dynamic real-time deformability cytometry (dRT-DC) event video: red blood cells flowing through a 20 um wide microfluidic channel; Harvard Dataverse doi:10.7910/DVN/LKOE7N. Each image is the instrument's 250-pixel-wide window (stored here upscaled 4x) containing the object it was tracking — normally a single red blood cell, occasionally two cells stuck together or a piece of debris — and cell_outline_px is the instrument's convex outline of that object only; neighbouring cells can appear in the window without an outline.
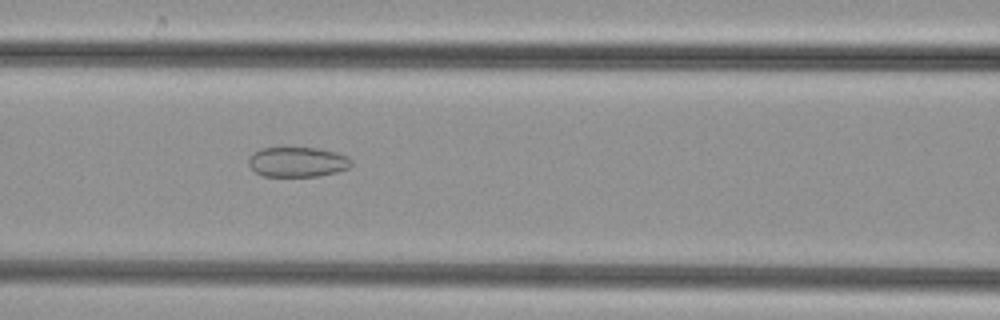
{"species": "common noctule bat (a hibernating species)", "species_latin": "Nyctalus noctula", "temperature_condition": "cold", "stored_images_in_passage": 42, "camera_frame_rate_fps": 3000, "um_per_image_px": 0.085, "animal": {"sex": "female", "body_mass_g": 29.2, "forearm_length_mm": 56.3}, "frame": {"image": 1, "passage_image": 13, "time_ms": 4.0, "image_size_px": [1000, 320], "cell_outline_px": [[352, 164], [348, 168], [336, 172], [316, 176], [264, 176], [256, 172], [248, 164], [248, 160], [252, 152], [260, 148], [316, 148], [336, 152], [348, 156], [352, 160]], "centroid_in_image_um": [25.28, 13.76], "position_along_channel_um": 141.3, "area_um2": 17.92}}
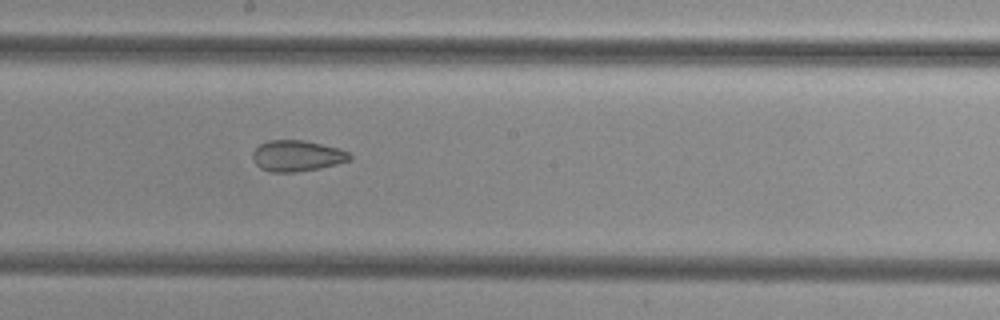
{"frame": {"image": 2, "passage_image": 19, "time_ms": 6.0, "image_size_px": [1000, 320], "cell_outline_px": [[352, 156], [348, 160], [336, 164], [320, 168], [296, 172], [272, 172], [260, 168], [256, 164], [252, 156], [252, 152], [260, 144], [268, 140], [304, 140], [340, 148], [348, 152]], "centroid_in_image_um": [25.23, 13.24], "position_along_channel_um": 223.0, "area_um2": 17.51}}
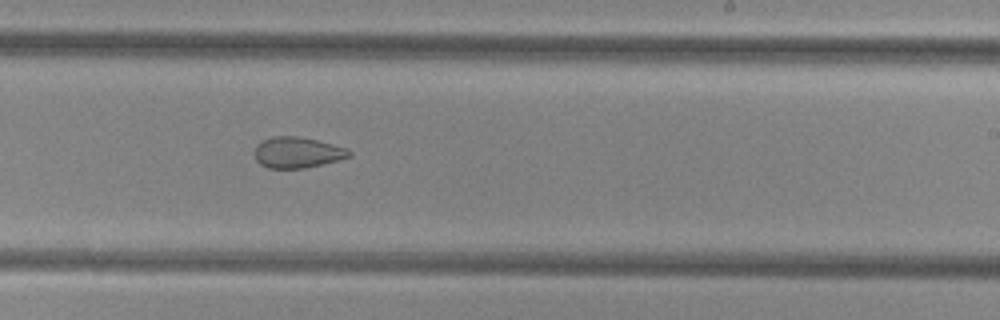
{"frame": {"image": 3, "passage_image": 22, "time_ms": 7.0, "image_size_px": [1000, 320], "cell_outline_px": [[352, 156], [340, 160], [304, 168], [268, 168], [260, 164], [256, 160], [256, 144], [272, 136], [296, 136], [316, 140], [348, 148], [352, 152]], "centroid_in_image_um": [25.31, 12.96], "position_along_channel_um": 263.7, "area_um2": 16.99}}